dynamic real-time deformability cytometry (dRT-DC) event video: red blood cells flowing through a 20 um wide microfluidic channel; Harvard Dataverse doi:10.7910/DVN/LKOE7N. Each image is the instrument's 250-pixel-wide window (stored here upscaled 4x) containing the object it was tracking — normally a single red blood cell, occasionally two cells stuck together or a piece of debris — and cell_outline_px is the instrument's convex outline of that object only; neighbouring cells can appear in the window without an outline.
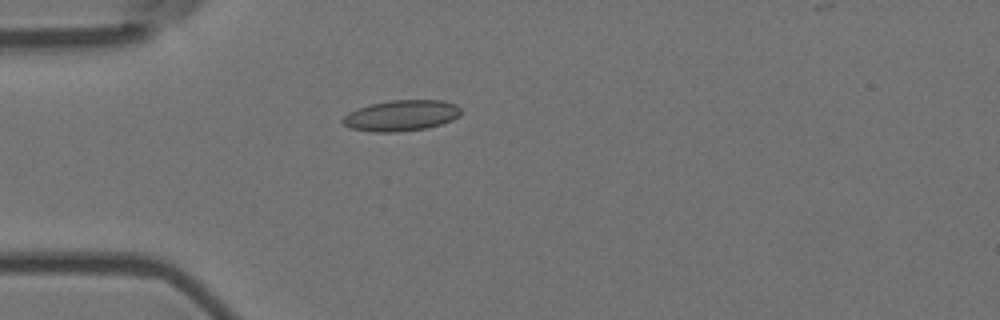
{"species": "Egyptian fruit bat (a non-hibernating species)", "species_latin": "Rousettus aegyptiacus", "temperature_condition": "room temperature", "stored_images_in_passage": 4, "camera_frame_rate_fps": 3000, "um_per_image_px": 0.085, "animal": {"sex": "female"}, "frame": {"image": 1, "passage_image": 4, "time_ms": 1.0, "image_size_px": [1000, 320], "cell_outline_px": [[460, 116], [452, 120], [428, 128], [396, 132], [376, 132], [352, 128], [344, 124], [340, 120], [348, 112], [356, 108], [388, 100], [444, 100], [456, 104], [460, 108]], "centroid_in_image_um": [34.11, 9.81], "position_along_channel_um": 50.9, "area_um2": 21.33}}